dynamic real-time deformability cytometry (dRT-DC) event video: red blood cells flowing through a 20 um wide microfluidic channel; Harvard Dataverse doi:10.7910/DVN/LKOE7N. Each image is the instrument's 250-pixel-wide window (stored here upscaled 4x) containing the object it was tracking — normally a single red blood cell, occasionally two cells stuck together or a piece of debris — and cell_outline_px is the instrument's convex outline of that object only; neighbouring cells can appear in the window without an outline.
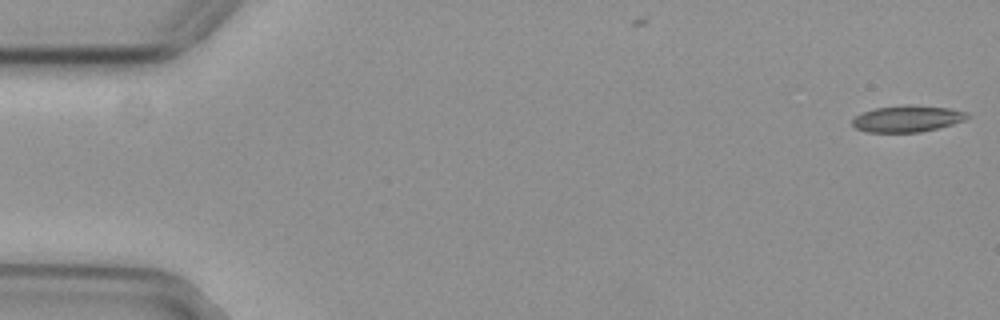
{"species": "common noctule bat (a hibernating species)", "species_latin": "Nyctalus noctula", "temperature_condition": "cold", "stored_images_in_passage": 42, "camera_frame_rate_fps": 3000, "um_per_image_px": 0.085, "animal": {"sex": "female", "body_mass_g": 29.2, "forearm_length_mm": 56.3}, "frame": {"image": 1, "passage_image": 1, "time_ms": 0.0, "image_size_px": [1000, 320], "cell_outline_px": [[972, 116], [964, 120], [952, 124], [920, 132], [868, 132], [856, 128], [852, 124], [852, 120], [856, 116], [864, 112], [876, 108], [900, 104], [904, 104], [948, 108], [968, 112]], "centroid_in_image_um": [77.14, 10.08], "position_along_channel_um": 7.9, "area_um2": 17.69}}